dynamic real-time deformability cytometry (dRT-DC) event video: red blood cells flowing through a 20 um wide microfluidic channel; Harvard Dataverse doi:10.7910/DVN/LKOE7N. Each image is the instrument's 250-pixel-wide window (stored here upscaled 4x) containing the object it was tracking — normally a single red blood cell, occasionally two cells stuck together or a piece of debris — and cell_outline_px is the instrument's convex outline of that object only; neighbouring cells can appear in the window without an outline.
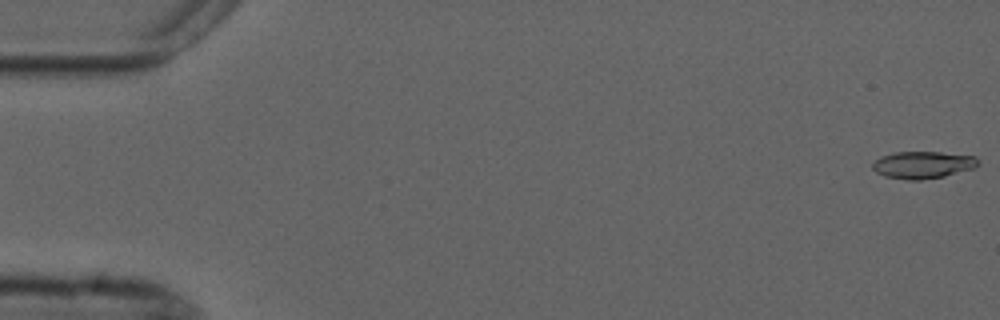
{"species": "common noctule bat (a hibernating species)", "species_latin": "Nyctalus noctula", "temperature_condition": "cold", "stored_images_in_passage": 8, "camera_frame_rate_fps": 3000, "um_per_image_px": 0.085, "animal": {"sex": "male", "forearm_length_mm": 52.5}, "frame": {"image": 1, "passage_image": 1, "time_ms": 0.0, "image_size_px": [1000, 320], "cell_outline_px": [[980, 164], [972, 168], [944, 176], [920, 180], [908, 180], [884, 176], [876, 172], [872, 168], [872, 164], [880, 156], [896, 152], [940, 152], [976, 156], [980, 160]], "centroid_in_image_um": [78.44, 14.01], "position_along_channel_um": 6.6, "area_um2": 16.7}}
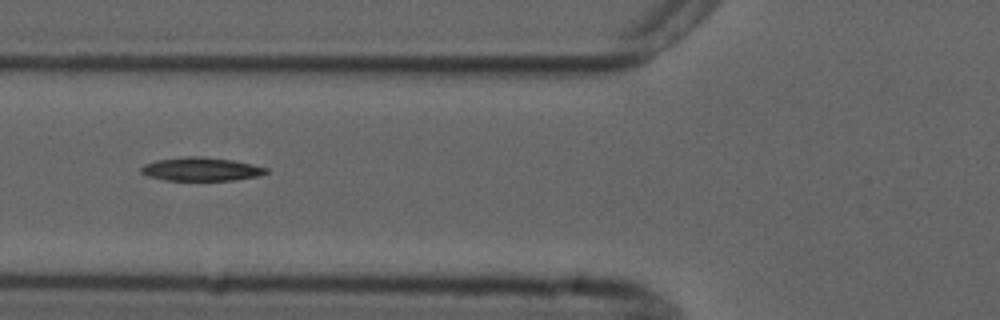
{"frame": {"image": 2, "passage_image": 6, "time_ms": 6.667, "image_size_px": [1000, 320], "cell_outline_px": [[268, 172], [260, 176], [236, 180], [164, 180], [148, 176], [140, 172], [140, 168], [144, 164], [156, 160], [184, 156], [200, 156], [232, 160], [252, 164], [268, 168]], "centroid_in_image_um": [17.09, 14.38], "position_along_channel_um": 108.7, "area_um2": 17.22}}
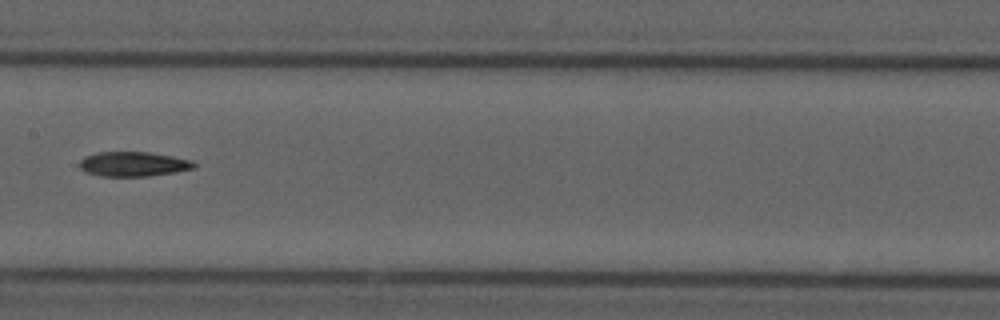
{"frame": {"image": 3, "passage_image": 8, "time_ms": 9.0, "image_size_px": [1000, 320], "cell_outline_px": [[196, 168], [176, 172], [148, 176], [100, 176], [84, 172], [80, 168], [80, 160], [84, 156], [96, 152], [148, 152], [172, 156], [192, 160], [196, 164]], "centroid_in_image_um": [11.32, 13.94], "position_along_channel_um": 196.1, "area_um2": 16.59}}